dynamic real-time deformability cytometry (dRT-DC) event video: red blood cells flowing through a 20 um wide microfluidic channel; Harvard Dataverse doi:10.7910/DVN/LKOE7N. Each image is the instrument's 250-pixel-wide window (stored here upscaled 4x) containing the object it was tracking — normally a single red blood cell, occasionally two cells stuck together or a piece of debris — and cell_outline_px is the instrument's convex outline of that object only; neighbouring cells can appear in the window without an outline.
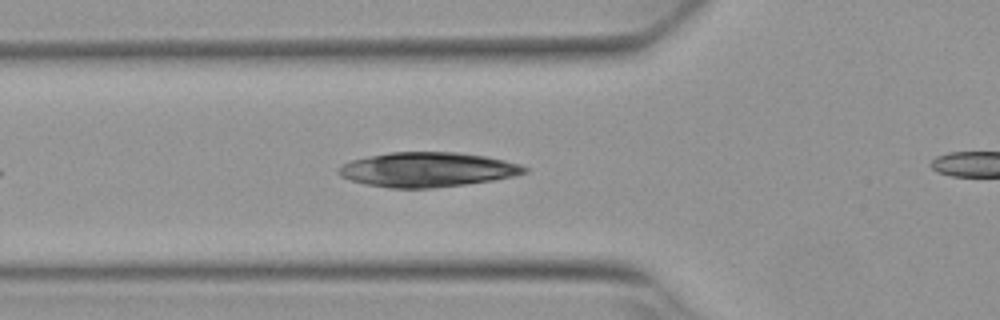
{"species": "Egyptian fruit bat (a non-hibernating species)", "species_latin": "Rousettus aegyptiacus", "temperature_condition": "warm", "stored_images_in_passage": 23, "camera_frame_rate_fps": 3000, "um_per_image_px": 0.085, "animal": {"sex": "female"}, "frame": {"image": 1, "passage_image": 7, "time_ms": 2.0, "image_size_px": [1000, 320], "cell_outline_px": [[528, 172], [516, 176], [492, 180], [464, 184], [432, 188], [388, 188], [364, 184], [340, 176], [336, 172], [336, 168], [352, 160], [368, 156], [392, 152], [456, 152], [484, 156], [504, 160], [520, 164], [528, 168]], "centroid_in_image_um": [36.32, 14.42], "position_along_channel_um": 89.5, "area_um2": 37.51}}